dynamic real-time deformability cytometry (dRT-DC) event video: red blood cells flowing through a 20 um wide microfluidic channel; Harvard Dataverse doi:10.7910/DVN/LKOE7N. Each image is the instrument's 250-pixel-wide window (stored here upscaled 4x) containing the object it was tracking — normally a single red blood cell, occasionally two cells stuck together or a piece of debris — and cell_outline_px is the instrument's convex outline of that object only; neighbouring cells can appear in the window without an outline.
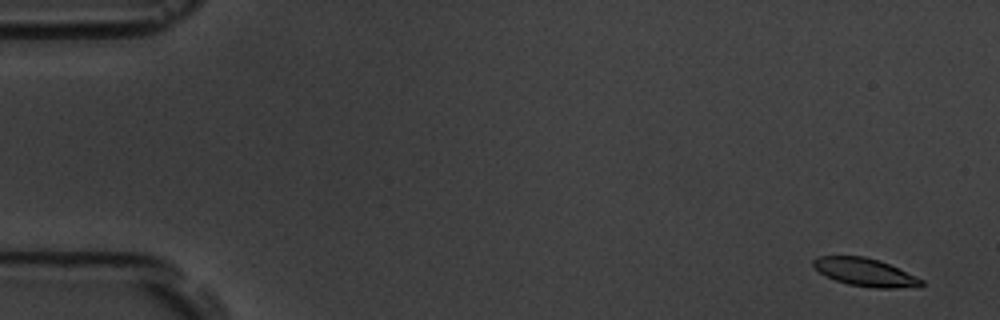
{"species": "common noctule bat (a hibernating species)", "species_latin": "Nyctalus noctula", "temperature_condition": "room temperature", "stored_images_in_passage": 11, "camera_frame_rate_fps": 3000, "um_per_image_px": 0.085, "animal": {"sex": "male", "body_mass_g": 19.5, "forearm_length_mm": 54.6}, "frame": {"image": 1, "passage_image": 1, "time_ms": 0.0, "image_size_px": [1000, 320], "cell_outline_px": [[924, 284], [920, 288], [876, 288], [848, 284], [824, 276], [812, 264], [812, 260], [816, 256], [864, 256], [880, 260], [916, 276], [924, 280]], "centroid_in_image_um": [73.57, 23.15], "position_along_channel_um": 11.4, "area_um2": 17.8}}
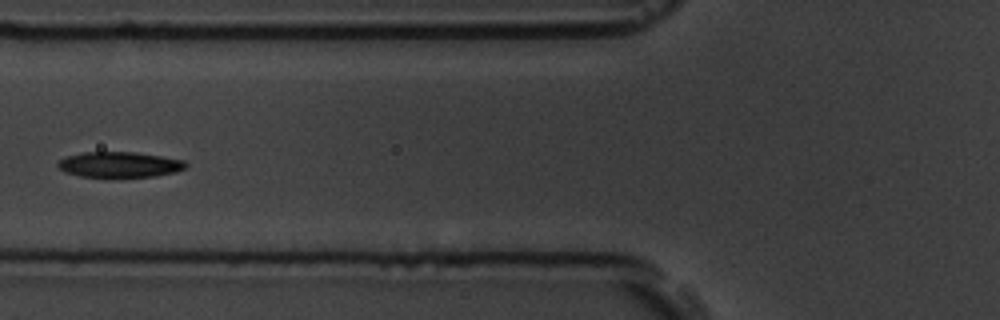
{"frame": {"image": 2, "passage_image": 6, "time_ms": 6.667, "image_size_px": [1000, 320], "cell_outline_px": [[188, 164], [184, 168], [176, 172], [156, 176], [80, 176], [64, 172], [56, 164], [60, 160], [68, 156], [84, 152], [132, 152], [160, 156], [184, 160]], "centroid_in_image_um": [10.17, 13.98], "position_along_channel_um": 115.6, "area_um2": 18.67}}
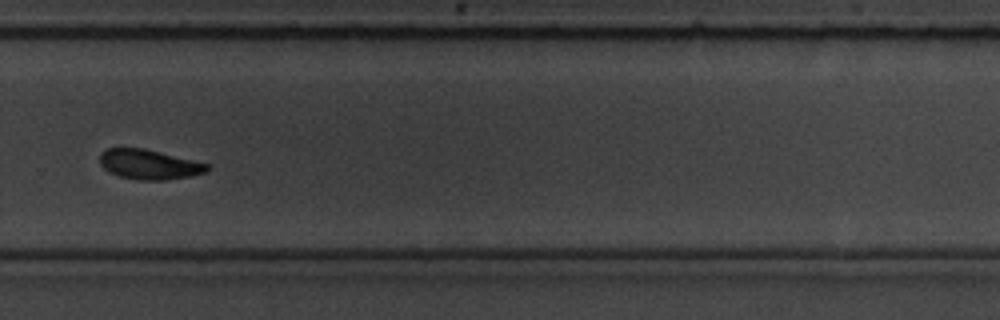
{"frame": {"image": 3, "passage_image": 11, "time_ms": 12.333, "image_size_px": [1000, 320], "cell_outline_px": [[208, 168], [204, 172], [192, 176], [164, 180], [140, 180], [120, 176], [104, 168], [100, 164], [100, 156], [108, 148], [144, 148], [208, 164]], "centroid_in_image_um": [12.67, 13.98], "position_along_channel_um": 317.1, "area_um2": 18.21}}